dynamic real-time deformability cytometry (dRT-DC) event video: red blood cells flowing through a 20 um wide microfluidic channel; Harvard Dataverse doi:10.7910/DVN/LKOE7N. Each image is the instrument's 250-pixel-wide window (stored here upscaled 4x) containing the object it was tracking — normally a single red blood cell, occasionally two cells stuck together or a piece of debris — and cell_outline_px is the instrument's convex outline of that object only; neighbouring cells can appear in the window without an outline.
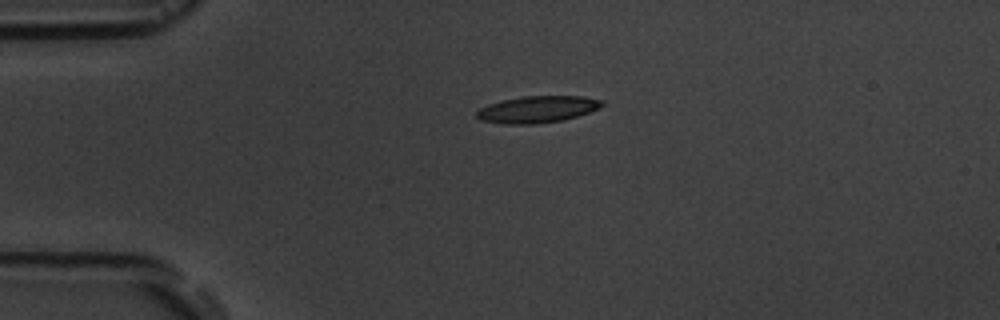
{"species": "common noctule bat (a hibernating species)", "species_latin": "Nyctalus noctula", "temperature_condition": "room temperature", "stored_images_in_passage": 3, "camera_frame_rate_fps": 3000, "um_per_image_px": 0.085, "animal": {"sex": "male", "body_mass_g": 19.5, "forearm_length_mm": 54.6}, "frame": {"image": 1, "passage_image": 1, "time_ms": 0.0, "image_size_px": [1000, 320], "cell_outline_px": [[604, 104], [588, 112], [564, 120], [536, 124], [504, 124], [480, 120], [476, 116], [476, 112], [480, 108], [488, 104], [504, 100], [524, 96], [580, 96], [604, 100]], "centroid_in_image_um": [45.65, 9.3], "position_along_channel_um": 39.3, "area_um2": 19.42}}
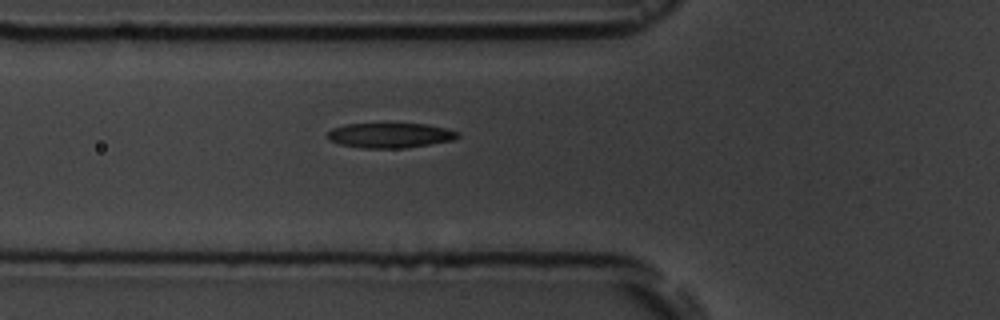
{"frame": {"image": 2, "passage_image": 3, "time_ms": 2.333, "image_size_px": [1000, 320], "cell_outline_px": [[460, 136], [452, 140], [404, 148], [360, 148], [340, 144], [328, 140], [328, 132], [332, 128], [344, 124], [428, 124], [448, 128], [460, 132]], "centroid_in_image_um": [33.16, 11.5], "position_along_channel_um": 92.6, "area_um2": 18.96}}